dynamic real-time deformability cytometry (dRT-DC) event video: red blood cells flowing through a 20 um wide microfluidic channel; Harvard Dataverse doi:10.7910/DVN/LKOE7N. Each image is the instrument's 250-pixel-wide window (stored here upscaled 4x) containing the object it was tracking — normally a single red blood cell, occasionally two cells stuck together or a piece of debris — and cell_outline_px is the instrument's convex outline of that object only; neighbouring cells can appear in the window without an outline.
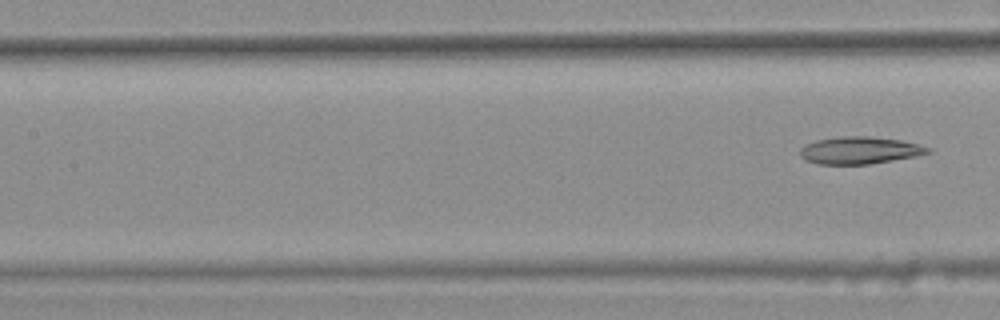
{"species": "common noctule bat (a hibernating species)", "species_latin": "Nyctalus noctula", "temperature_condition": "warm", "stored_images_in_passage": 8, "segment_of_instrument_passage": [2, 2], "camera_frame_rate_fps": 3000, "um_per_image_px": 0.085, "animal": {"sex": "female", "body_mass_g": 25.1}, "frame": {"image": 1, "passage_image": 8, "time_ms": 2.333, "image_size_px": [1000, 320], "cell_outline_px": [[932, 152], [892, 160], [868, 164], [820, 164], [804, 160], [800, 156], [800, 148], [804, 144], [816, 140], [840, 136], [868, 136], [900, 140], [932, 148]], "centroid_in_image_um": [73.01, 12.77], "position_along_channel_um": 134.4, "area_um2": 20.17}}